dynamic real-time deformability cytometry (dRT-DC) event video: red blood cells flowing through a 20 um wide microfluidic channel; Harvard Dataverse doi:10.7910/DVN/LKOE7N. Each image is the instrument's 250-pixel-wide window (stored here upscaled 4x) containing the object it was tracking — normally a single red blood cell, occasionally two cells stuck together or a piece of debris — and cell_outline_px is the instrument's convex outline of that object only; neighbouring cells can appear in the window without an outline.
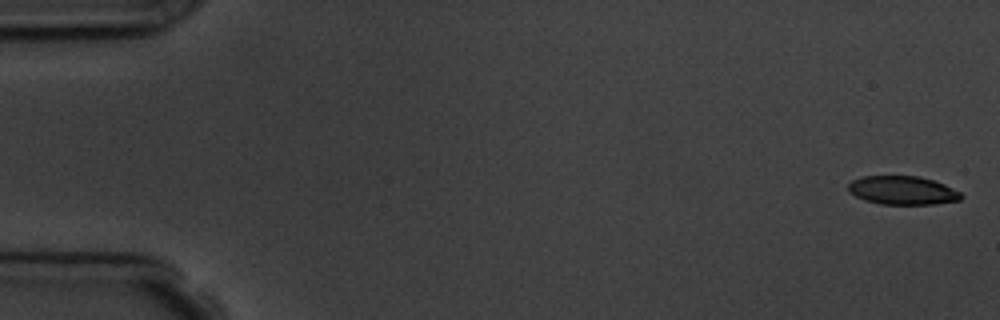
{"species": "common noctule bat (a hibernating species)", "species_latin": "Nyctalus noctula", "temperature_condition": "room temperature", "stored_images_in_passage": 4, "camera_frame_rate_fps": 3000, "um_per_image_px": 0.085, "animal": {"sex": "male", "body_mass_g": 19.5, "forearm_length_mm": 54.6}, "frame": {"image": 1, "passage_image": 1, "time_ms": 0.0, "image_size_px": [1000, 320], "cell_outline_px": [[964, 196], [960, 200], [936, 204], [880, 204], [864, 200], [848, 192], [848, 184], [852, 180], [860, 176], [920, 176], [944, 184], [960, 192]], "centroid_in_image_um": [76.7, 16.18], "position_along_channel_um": 8.3, "area_um2": 18.9}}